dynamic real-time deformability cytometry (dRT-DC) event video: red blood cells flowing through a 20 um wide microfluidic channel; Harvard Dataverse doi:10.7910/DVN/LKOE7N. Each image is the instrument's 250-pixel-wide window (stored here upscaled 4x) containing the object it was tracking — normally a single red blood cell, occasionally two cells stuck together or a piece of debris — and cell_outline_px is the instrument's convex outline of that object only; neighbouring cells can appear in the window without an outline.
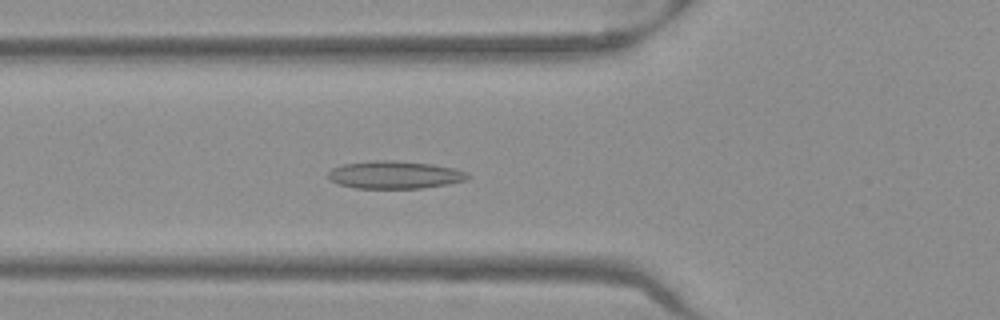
{"species": "Egyptian fruit bat (a non-hibernating species)", "species_latin": "Rousettus aegyptiacus", "temperature_condition": "warm", "stored_images_in_passage": 52, "camera_frame_rate_fps": 3000, "um_per_image_px": 0.085, "frame": {"image": 1, "passage_image": 19, "time_ms": 6.0, "image_size_px": [1000, 320], "cell_outline_px": [[468, 176], [464, 180], [448, 184], [424, 188], [356, 188], [340, 184], [332, 180], [328, 176], [328, 172], [332, 168], [340, 164], [376, 160], [392, 160], [432, 164], [456, 168], [468, 172]], "centroid_in_image_um": [33.55, 14.85], "position_along_channel_um": 92.2, "area_um2": 22.48}}
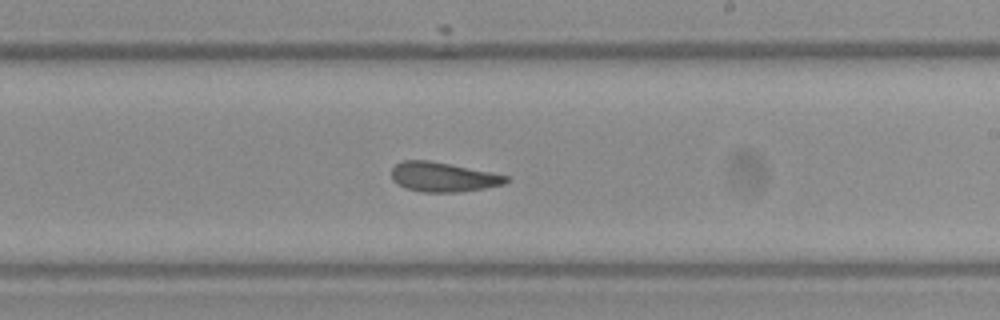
{"frame": {"image": 2, "passage_image": 31, "time_ms": 10.0, "image_size_px": [1000, 320], "cell_outline_px": [[512, 180], [504, 184], [484, 188], [460, 192], [424, 192], [404, 188], [392, 180], [392, 168], [400, 160], [428, 160], [492, 172], [508, 176]], "centroid_in_image_um": [37.67, 15.04], "position_along_channel_um": 251.3, "area_um2": 19.83}}
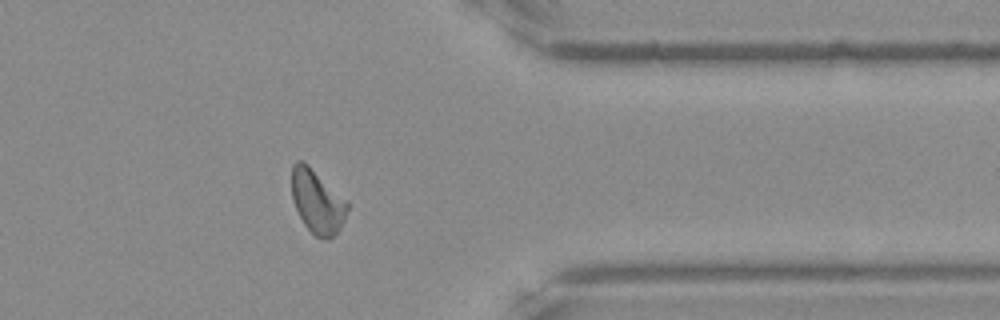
{"frame": {"image": 3, "passage_image": 42, "time_ms": 13.667, "image_size_px": [1000, 320], "cell_outline_px": [[348, 208], [344, 220], [340, 228], [328, 240], [316, 236], [304, 224], [296, 208], [292, 196], [292, 164], [296, 160], [304, 160], [348, 200]], "centroid_in_image_um": [26.98, 17.08], "position_along_channel_um": 384.4, "area_um2": 20.69}, "authors_computed_cell_mechanics": {"area_um2": 20.5768, "velocity_mm_per_s": 3.9663, "shape_relaxation_time_tau1_ms": null, "shape_relaxation_time_tau2_ms": 2.1515, "deformation_change_tau1": null, "deformation_change_tau2": 0.0934}}